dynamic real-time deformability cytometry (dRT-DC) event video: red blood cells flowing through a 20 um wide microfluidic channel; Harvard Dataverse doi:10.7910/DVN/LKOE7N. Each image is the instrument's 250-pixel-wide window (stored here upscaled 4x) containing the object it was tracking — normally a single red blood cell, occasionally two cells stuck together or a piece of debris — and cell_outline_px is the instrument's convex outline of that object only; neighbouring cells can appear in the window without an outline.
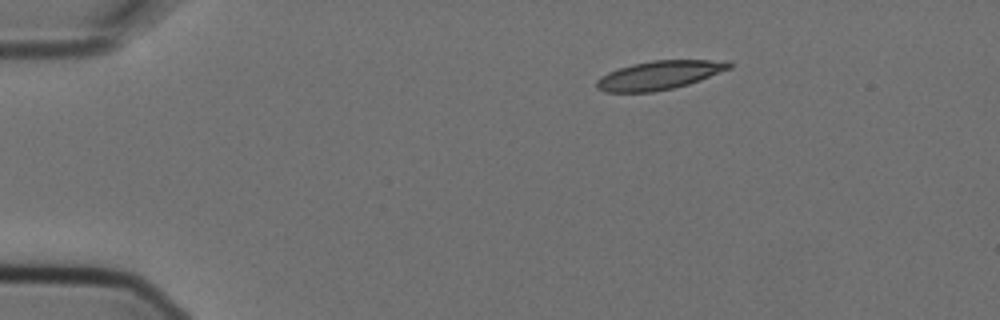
{"species": "Egyptian fruit bat (a non-hibernating species)", "species_latin": "Rousettus aegyptiacus", "temperature_condition": "cold", "stored_images_in_passage": 4, "camera_frame_rate_fps": 3000, "um_per_image_px": 0.085, "animal": {"sex": "female"}, "frame": {"image": 1, "passage_image": 1, "time_ms": 0.0, "image_size_px": [1000, 320], "cell_outline_px": [[732, 68], [700, 80], [688, 84], [672, 88], [652, 92], [604, 92], [596, 88], [596, 80], [608, 72], [632, 64], [652, 60], [728, 60], [732, 64]], "centroid_in_image_um": [56.05, 6.38], "position_along_channel_um": 28.9, "area_um2": 22.2}}
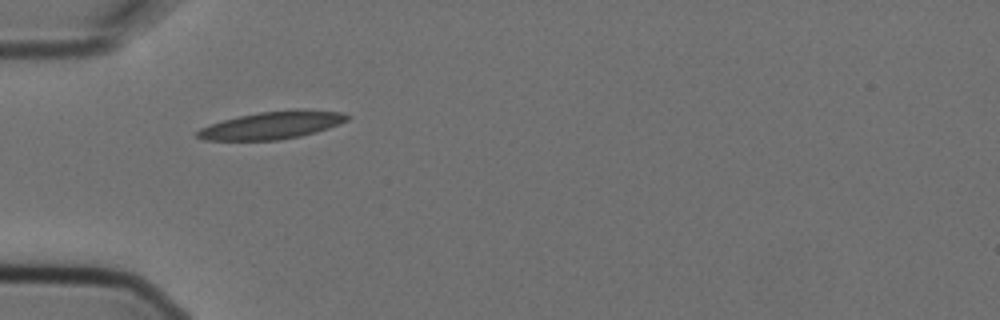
{"frame": {"image": 2, "passage_image": 3, "time_ms": 0.667, "image_size_px": [1000, 320], "cell_outline_px": [[352, 116], [348, 120], [328, 128], [316, 132], [300, 136], [280, 140], [204, 140], [196, 136], [196, 132], [200, 128], [224, 120], [240, 116], [260, 112], [304, 108], [344, 112]], "centroid_in_image_um": [23.2, 10.63], "position_along_channel_um": 61.8, "area_um2": 24.16}}
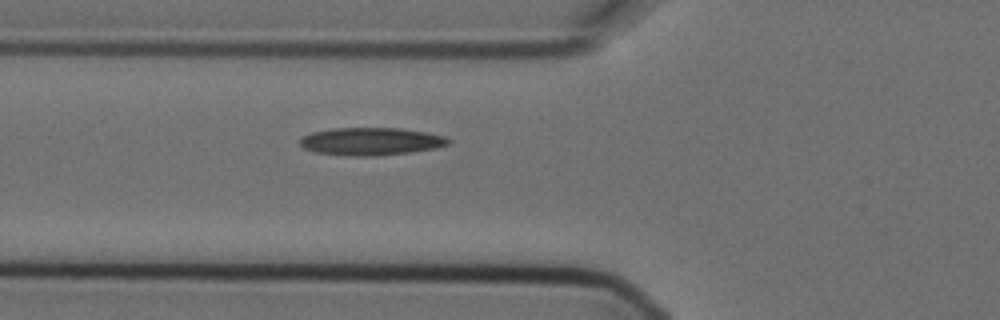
{"frame": {"image": 3, "passage_image": 4, "time_ms": 1.0, "image_size_px": [1000, 320], "cell_outline_px": [[452, 140], [448, 144], [436, 148], [408, 152], [372, 156], [348, 156], [316, 152], [304, 148], [300, 144], [300, 136], [312, 132], [332, 128], [400, 128], [424, 132], [444, 136]], "centroid_in_image_um": [31.5, 12.01], "position_along_channel_um": 94.3, "area_um2": 23.87}}